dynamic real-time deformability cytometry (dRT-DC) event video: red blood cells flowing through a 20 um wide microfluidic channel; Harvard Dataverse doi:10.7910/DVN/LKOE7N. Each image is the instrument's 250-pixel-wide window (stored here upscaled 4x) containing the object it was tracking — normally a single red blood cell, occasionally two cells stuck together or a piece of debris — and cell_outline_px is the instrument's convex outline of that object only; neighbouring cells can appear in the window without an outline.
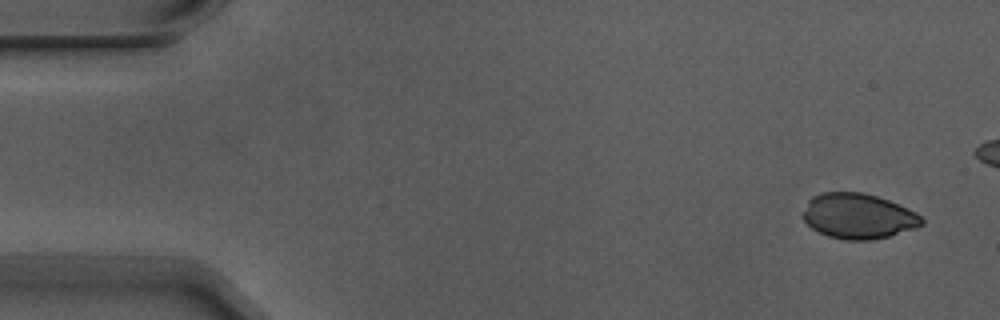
{"species": "Egyptian fruit bat (a non-hibernating species)", "species_latin": "Rousettus aegyptiacus", "temperature_condition": "warm", "stored_images_in_passage": 3, "camera_frame_rate_fps": 3000, "um_per_image_px": 0.085, "animal": {"sex": "male"}, "frame": {"image": 1, "passage_image": 1, "time_ms": 0.0, "image_size_px": [1000, 320], "cell_outline_px": [[924, 224], [916, 228], [888, 236], [868, 240], [844, 240], [828, 236], [812, 228], [804, 220], [804, 212], [808, 200], [812, 196], [820, 192], [864, 192], [888, 200], [916, 212], [924, 220]], "centroid_in_image_um": [72.95, 18.36], "position_along_channel_um": 12.0, "area_um2": 31.21}}